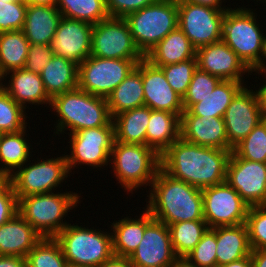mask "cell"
I'll return each instance as SVG.
<instances>
[{
	"instance_id": "1",
	"label": "cell",
	"mask_w": 266,
	"mask_h": 267,
	"mask_svg": "<svg viewBox=\"0 0 266 267\" xmlns=\"http://www.w3.org/2000/svg\"><path fill=\"white\" fill-rule=\"evenodd\" d=\"M232 151L192 144L180 137L161 155V168L173 178L203 189L226 181Z\"/></svg>"
},
{
	"instance_id": "2",
	"label": "cell",
	"mask_w": 266,
	"mask_h": 267,
	"mask_svg": "<svg viewBox=\"0 0 266 267\" xmlns=\"http://www.w3.org/2000/svg\"><path fill=\"white\" fill-rule=\"evenodd\" d=\"M146 209L167 226L177 222L204 220L202 189L173 178L162 168L151 183Z\"/></svg>"
},
{
	"instance_id": "3",
	"label": "cell",
	"mask_w": 266,
	"mask_h": 267,
	"mask_svg": "<svg viewBox=\"0 0 266 267\" xmlns=\"http://www.w3.org/2000/svg\"><path fill=\"white\" fill-rule=\"evenodd\" d=\"M50 107L60 118L54 132L58 135L67 129L72 134L83 129L114 125L107 98L79 88L54 96Z\"/></svg>"
},
{
	"instance_id": "4",
	"label": "cell",
	"mask_w": 266,
	"mask_h": 267,
	"mask_svg": "<svg viewBox=\"0 0 266 267\" xmlns=\"http://www.w3.org/2000/svg\"><path fill=\"white\" fill-rule=\"evenodd\" d=\"M77 193H44L29 195L18 200V213L31 224L42 237H55L69 223L63 218L77 206Z\"/></svg>"
},
{
	"instance_id": "5",
	"label": "cell",
	"mask_w": 266,
	"mask_h": 267,
	"mask_svg": "<svg viewBox=\"0 0 266 267\" xmlns=\"http://www.w3.org/2000/svg\"><path fill=\"white\" fill-rule=\"evenodd\" d=\"M110 163L118 183L133 194L142 185H151L161 168V156L148 145L114 141Z\"/></svg>"
},
{
	"instance_id": "6",
	"label": "cell",
	"mask_w": 266,
	"mask_h": 267,
	"mask_svg": "<svg viewBox=\"0 0 266 267\" xmlns=\"http://www.w3.org/2000/svg\"><path fill=\"white\" fill-rule=\"evenodd\" d=\"M54 238L68 264L100 267L114 255L112 233L99 229L68 224Z\"/></svg>"
},
{
	"instance_id": "7",
	"label": "cell",
	"mask_w": 266,
	"mask_h": 267,
	"mask_svg": "<svg viewBox=\"0 0 266 267\" xmlns=\"http://www.w3.org/2000/svg\"><path fill=\"white\" fill-rule=\"evenodd\" d=\"M133 41L145 57L168 33L178 27L177 0H158L125 18Z\"/></svg>"
},
{
	"instance_id": "8",
	"label": "cell",
	"mask_w": 266,
	"mask_h": 267,
	"mask_svg": "<svg viewBox=\"0 0 266 267\" xmlns=\"http://www.w3.org/2000/svg\"><path fill=\"white\" fill-rule=\"evenodd\" d=\"M250 8H228L224 14L222 41L227 44L251 70L263 50L264 33Z\"/></svg>"
},
{
	"instance_id": "9",
	"label": "cell",
	"mask_w": 266,
	"mask_h": 267,
	"mask_svg": "<svg viewBox=\"0 0 266 267\" xmlns=\"http://www.w3.org/2000/svg\"><path fill=\"white\" fill-rule=\"evenodd\" d=\"M140 61L87 57L78 65V88L107 98Z\"/></svg>"
},
{
	"instance_id": "10",
	"label": "cell",
	"mask_w": 266,
	"mask_h": 267,
	"mask_svg": "<svg viewBox=\"0 0 266 267\" xmlns=\"http://www.w3.org/2000/svg\"><path fill=\"white\" fill-rule=\"evenodd\" d=\"M38 161L29 163V166L24 164L9 177L18 200L29 195L51 193L70 174L65 154Z\"/></svg>"
},
{
	"instance_id": "11",
	"label": "cell",
	"mask_w": 266,
	"mask_h": 267,
	"mask_svg": "<svg viewBox=\"0 0 266 267\" xmlns=\"http://www.w3.org/2000/svg\"><path fill=\"white\" fill-rule=\"evenodd\" d=\"M91 56L141 61L144 56L136 47L125 18L109 17L93 25Z\"/></svg>"
},
{
	"instance_id": "12",
	"label": "cell",
	"mask_w": 266,
	"mask_h": 267,
	"mask_svg": "<svg viewBox=\"0 0 266 267\" xmlns=\"http://www.w3.org/2000/svg\"><path fill=\"white\" fill-rule=\"evenodd\" d=\"M178 27L197 50L222 40L224 14L227 9L177 1Z\"/></svg>"
},
{
	"instance_id": "13",
	"label": "cell",
	"mask_w": 266,
	"mask_h": 267,
	"mask_svg": "<svg viewBox=\"0 0 266 267\" xmlns=\"http://www.w3.org/2000/svg\"><path fill=\"white\" fill-rule=\"evenodd\" d=\"M69 136L71 153L66 155V160L70 173L77 164L93 168L108 165L115 141L114 125L83 129Z\"/></svg>"
},
{
	"instance_id": "14",
	"label": "cell",
	"mask_w": 266,
	"mask_h": 267,
	"mask_svg": "<svg viewBox=\"0 0 266 267\" xmlns=\"http://www.w3.org/2000/svg\"><path fill=\"white\" fill-rule=\"evenodd\" d=\"M203 215L209 228L246 222L249 205L226 181L202 189Z\"/></svg>"
},
{
	"instance_id": "15",
	"label": "cell",
	"mask_w": 266,
	"mask_h": 267,
	"mask_svg": "<svg viewBox=\"0 0 266 267\" xmlns=\"http://www.w3.org/2000/svg\"><path fill=\"white\" fill-rule=\"evenodd\" d=\"M226 182L250 207L266 205V163L239 158L232 151Z\"/></svg>"
},
{
	"instance_id": "16",
	"label": "cell",
	"mask_w": 266,
	"mask_h": 267,
	"mask_svg": "<svg viewBox=\"0 0 266 267\" xmlns=\"http://www.w3.org/2000/svg\"><path fill=\"white\" fill-rule=\"evenodd\" d=\"M177 258L168 226L153 219L129 260L134 267H170Z\"/></svg>"
},
{
	"instance_id": "17",
	"label": "cell",
	"mask_w": 266,
	"mask_h": 267,
	"mask_svg": "<svg viewBox=\"0 0 266 267\" xmlns=\"http://www.w3.org/2000/svg\"><path fill=\"white\" fill-rule=\"evenodd\" d=\"M246 85L236 94L224 114L228 144L234 148L262 121L257 94Z\"/></svg>"
},
{
	"instance_id": "18",
	"label": "cell",
	"mask_w": 266,
	"mask_h": 267,
	"mask_svg": "<svg viewBox=\"0 0 266 267\" xmlns=\"http://www.w3.org/2000/svg\"><path fill=\"white\" fill-rule=\"evenodd\" d=\"M93 25L62 17L50 47L55 56L82 63L91 55Z\"/></svg>"
},
{
	"instance_id": "19",
	"label": "cell",
	"mask_w": 266,
	"mask_h": 267,
	"mask_svg": "<svg viewBox=\"0 0 266 267\" xmlns=\"http://www.w3.org/2000/svg\"><path fill=\"white\" fill-rule=\"evenodd\" d=\"M195 57L198 69L221 80L243 82L245 73H251L237 54L222 40L198 48Z\"/></svg>"
},
{
	"instance_id": "20",
	"label": "cell",
	"mask_w": 266,
	"mask_h": 267,
	"mask_svg": "<svg viewBox=\"0 0 266 267\" xmlns=\"http://www.w3.org/2000/svg\"><path fill=\"white\" fill-rule=\"evenodd\" d=\"M144 105L152 110L177 114L184 111L182 98L172 89L163 70L143 58L141 60Z\"/></svg>"
},
{
	"instance_id": "21",
	"label": "cell",
	"mask_w": 266,
	"mask_h": 267,
	"mask_svg": "<svg viewBox=\"0 0 266 267\" xmlns=\"http://www.w3.org/2000/svg\"><path fill=\"white\" fill-rule=\"evenodd\" d=\"M180 137L204 147L233 150L228 144L223 118L182 114Z\"/></svg>"
},
{
	"instance_id": "22",
	"label": "cell",
	"mask_w": 266,
	"mask_h": 267,
	"mask_svg": "<svg viewBox=\"0 0 266 267\" xmlns=\"http://www.w3.org/2000/svg\"><path fill=\"white\" fill-rule=\"evenodd\" d=\"M42 236L19 213L0 226V255L26 258Z\"/></svg>"
},
{
	"instance_id": "23",
	"label": "cell",
	"mask_w": 266,
	"mask_h": 267,
	"mask_svg": "<svg viewBox=\"0 0 266 267\" xmlns=\"http://www.w3.org/2000/svg\"><path fill=\"white\" fill-rule=\"evenodd\" d=\"M7 75H10L9 84H2L1 87L24 109L27 107L26 103L30 105L46 104V106L49 104L48 107L51 105V98L46 93L39 74L24 68L14 69L5 73L2 81L6 79Z\"/></svg>"
},
{
	"instance_id": "24",
	"label": "cell",
	"mask_w": 266,
	"mask_h": 267,
	"mask_svg": "<svg viewBox=\"0 0 266 267\" xmlns=\"http://www.w3.org/2000/svg\"><path fill=\"white\" fill-rule=\"evenodd\" d=\"M61 18L57 7L28 4L22 31L30 44L50 45Z\"/></svg>"
},
{
	"instance_id": "25",
	"label": "cell",
	"mask_w": 266,
	"mask_h": 267,
	"mask_svg": "<svg viewBox=\"0 0 266 267\" xmlns=\"http://www.w3.org/2000/svg\"><path fill=\"white\" fill-rule=\"evenodd\" d=\"M196 49L188 37L177 27L168 33L144 57L151 64L160 67L196 59Z\"/></svg>"
},
{
	"instance_id": "26",
	"label": "cell",
	"mask_w": 266,
	"mask_h": 267,
	"mask_svg": "<svg viewBox=\"0 0 266 267\" xmlns=\"http://www.w3.org/2000/svg\"><path fill=\"white\" fill-rule=\"evenodd\" d=\"M141 217L128 218L113 222L112 243L113 254L119 257H130L143 239L146 226L154 219L146 209Z\"/></svg>"
},
{
	"instance_id": "27",
	"label": "cell",
	"mask_w": 266,
	"mask_h": 267,
	"mask_svg": "<svg viewBox=\"0 0 266 267\" xmlns=\"http://www.w3.org/2000/svg\"><path fill=\"white\" fill-rule=\"evenodd\" d=\"M217 267L251 254L248 230L245 223L216 227Z\"/></svg>"
},
{
	"instance_id": "28",
	"label": "cell",
	"mask_w": 266,
	"mask_h": 267,
	"mask_svg": "<svg viewBox=\"0 0 266 267\" xmlns=\"http://www.w3.org/2000/svg\"><path fill=\"white\" fill-rule=\"evenodd\" d=\"M181 118L172 112L151 109L147 125L146 145L160 156L180 138Z\"/></svg>"
},
{
	"instance_id": "29",
	"label": "cell",
	"mask_w": 266,
	"mask_h": 267,
	"mask_svg": "<svg viewBox=\"0 0 266 267\" xmlns=\"http://www.w3.org/2000/svg\"><path fill=\"white\" fill-rule=\"evenodd\" d=\"M44 89L52 99L54 96L78 88V64L53 55L41 74Z\"/></svg>"
},
{
	"instance_id": "30",
	"label": "cell",
	"mask_w": 266,
	"mask_h": 267,
	"mask_svg": "<svg viewBox=\"0 0 266 267\" xmlns=\"http://www.w3.org/2000/svg\"><path fill=\"white\" fill-rule=\"evenodd\" d=\"M107 102L112 118L144 105L141 61L107 97Z\"/></svg>"
},
{
	"instance_id": "31",
	"label": "cell",
	"mask_w": 266,
	"mask_h": 267,
	"mask_svg": "<svg viewBox=\"0 0 266 267\" xmlns=\"http://www.w3.org/2000/svg\"><path fill=\"white\" fill-rule=\"evenodd\" d=\"M151 109L145 105L113 117L115 141L146 145V131Z\"/></svg>"
},
{
	"instance_id": "32",
	"label": "cell",
	"mask_w": 266,
	"mask_h": 267,
	"mask_svg": "<svg viewBox=\"0 0 266 267\" xmlns=\"http://www.w3.org/2000/svg\"><path fill=\"white\" fill-rule=\"evenodd\" d=\"M26 128L19 132L0 133V178H9L28 160L30 146L26 140Z\"/></svg>"
},
{
	"instance_id": "33",
	"label": "cell",
	"mask_w": 266,
	"mask_h": 267,
	"mask_svg": "<svg viewBox=\"0 0 266 267\" xmlns=\"http://www.w3.org/2000/svg\"><path fill=\"white\" fill-rule=\"evenodd\" d=\"M243 87L242 82L221 80L211 94L184 110L182 114L223 118L227 107Z\"/></svg>"
},
{
	"instance_id": "34",
	"label": "cell",
	"mask_w": 266,
	"mask_h": 267,
	"mask_svg": "<svg viewBox=\"0 0 266 267\" xmlns=\"http://www.w3.org/2000/svg\"><path fill=\"white\" fill-rule=\"evenodd\" d=\"M30 43L22 30L0 33V75L24 68Z\"/></svg>"
},
{
	"instance_id": "35",
	"label": "cell",
	"mask_w": 266,
	"mask_h": 267,
	"mask_svg": "<svg viewBox=\"0 0 266 267\" xmlns=\"http://www.w3.org/2000/svg\"><path fill=\"white\" fill-rule=\"evenodd\" d=\"M172 247L177 257L191 252L209 228L205 220L183 221L168 225Z\"/></svg>"
},
{
	"instance_id": "36",
	"label": "cell",
	"mask_w": 266,
	"mask_h": 267,
	"mask_svg": "<svg viewBox=\"0 0 266 267\" xmlns=\"http://www.w3.org/2000/svg\"><path fill=\"white\" fill-rule=\"evenodd\" d=\"M62 17L87 22L91 25L109 18L106 0H58Z\"/></svg>"
},
{
	"instance_id": "37",
	"label": "cell",
	"mask_w": 266,
	"mask_h": 267,
	"mask_svg": "<svg viewBox=\"0 0 266 267\" xmlns=\"http://www.w3.org/2000/svg\"><path fill=\"white\" fill-rule=\"evenodd\" d=\"M27 267H67L60 243L54 237L42 239L26 256Z\"/></svg>"
},
{
	"instance_id": "38",
	"label": "cell",
	"mask_w": 266,
	"mask_h": 267,
	"mask_svg": "<svg viewBox=\"0 0 266 267\" xmlns=\"http://www.w3.org/2000/svg\"><path fill=\"white\" fill-rule=\"evenodd\" d=\"M233 152L239 158L266 163V121H260V123L233 148Z\"/></svg>"
},
{
	"instance_id": "39",
	"label": "cell",
	"mask_w": 266,
	"mask_h": 267,
	"mask_svg": "<svg viewBox=\"0 0 266 267\" xmlns=\"http://www.w3.org/2000/svg\"><path fill=\"white\" fill-rule=\"evenodd\" d=\"M24 111L25 109L0 87V133L19 132L25 129L27 116Z\"/></svg>"
},
{
	"instance_id": "40",
	"label": "cell",
	"mask_w": 266,
	"mask_h": 267,
	"mask_svg": "<svg viewBox=\"0 0 266 267\" xmlns=\"http://www.w3.org/2000/svg\"><path fill=\"white\" fill-rule=\"evenodd\" d=\"M172 89L183 99L186 95L191 79L196 71L197 60L189 59L176 64L160 66Z\"/></svg>"
},
{
	"instance_id": "41",
	"label": "cell",
	"mask_w": 266,
	"mask_h": 267,
	"mask_svg": "<svg viewBox=\"0 0 266 267\" xmlns=\"http://www.w3.org/2000/svg\"><path fill=\"white\" fill-rule=\"evenodd\" d=\"M221 81L217 76L196 69L189 84L186 95L182 99L184 110H188L193 104L198 103L214 90Z\"/></svg>"
},
{
	"instance_id": "42",
	"label": "cell",
	"mask_w": 266,
	"mask_h": 267,
	"mask_svg": "<svg viewBox=\"0 0 266 267\" xmlns=\"http://www.w3.org/2000/svg\"><path fill=\"white\" fill-rule=\"evenodd\" d=\"M216 227L208 228L202 239L185 258L197 267H217Z\"/></svg>"
},
{
	"instance_id": "43",
	"label": "cell",
	"mask_w": 266,
	"mask_h": 267,
	"mask_svg": "<svg viewBox=\"0 0 266 267\" xmlns=\"http://www.w3.org/2000/svg\"><path fill=\"white\" fill-rule=\"evenodd\" d=\"M27 6L24 0H0V33L22 30Z\"/></svg>"
},
{
	"instance_id": "44",
	"label": "cell",
	"mask_w": 266,
	"mask_h": 267,
	"mask_svg": "<svg viewBox=\"0 0 266 267\" xmlns=\"http://www.w3.org/2000/svg\"><path fill=\"white\" fill-rule=\"evenodd\" d=\"M245 224L251 249H266V205L249 207Z\"/></svg>"
},
{
	"instance_id": "45",
	"label": "cell",
	"mask_w": 266,
	"mask_h": 267,
	"mask_svg": "<svg viewBox=\"0 0 266 267\" xmlns=\"http://www.w3.org/2000/svg\"><path fill=\"white\" fill-rule=\"evenodd\" d=\"M18 213V199L9 178H0V226Z\"/></svg>"
},
{
	"instance_id": "46",
	"label": "cell",
	"mask_w": 266,
	"mask_h": 267,
	"mask_svg": "<svg viewBox=\"0 0 266 267\" xmlns=\"http://www.w3.org/2000/svg\"><path fill=\"white\" fill-rule=\"evenodd\" d=\"M53 55L50 45L30 44L24 69L40 75Z\"/></svg>"
},
{
	"instance_id": "47",
	"label": "cell",
	"mask_w": 266,
	"mask_h": 267,
	"mask_svg": "<svg viewBox=\"0 0 266 267\" xmlns=\"http://www.w3.org/2000/svg\"><path fill=\"white\" fill-rule=\"evenodd\" d=\"M158 0H106V7L110 17L126 18Z\"/></svg>"
},
{
	"instance_id": "48",
	"label": "cell",
	"mask_w": 266,
	"mask_h": 267,
	"mask_svg": "<svg viewBox=\"0 0 266 267\" xmlns=\"http://www.w3.org/2000/svg\"><path fill=\"white\" fill-rule=\"evenodd\" d=\"M0 267H27L26 258L0 255Z\"/></svg>"
},
{
	"instance_id": "49",
	"label": "cell",
	"mask_w": 266,
	"mask_h": 267,
	"mask_svg": "<svg viewBox=\"0 0 266 267\" xmlns=\"http://www.w3.org/2000/svg\"><path fill=\"white\" fill-rule=\"evenodd\" d=\"M100 267H134L128 257H119L113 255L105 261Z\"/></svg>"
},
{
	"instance_id": "50",
	"label": "cell",
	"mask_w": 266,
	"mask_h": 267,
	"mask_svg": "<svg viewBox=\"0 0 266 267\" xmlns=\"http://www.w3.org/2000/svg\"><path fill=\"white\" fill-rule=\"evenodd\" d=\"M255 92L257 94L261 118L266 121V81L265 84L261 85Z\"/></svg>"
},
{
	"instance_id": "51",
	"label": "cell",
	"mask_w": 266,
	"mask_h": 267,
	"mask_svg": "<svg viewBox=\"0 0 266 267\" xmlns=\"http://www.w3.org/2000/svg\"><path fill=\"white\" fill-rule=\"evenodd\" d=\"M250 256L252 267H266V249L252 250Z\"/></svg>"
},
{
	"instance_id": "52",
	"label": "cell",
	"mask_w": 266,
	"mask_h": 267,
	"mask_svg": "<svg viewBox=\"0 0 266 267\" xmlns=\"http://www.w3.org/2000/svg\"><path fill=\"white\" fill-rule=\"evenodd\" d=\"M263 58V59H262ZM265 58V59H264ZM266 36L263 39V50L259 62L251 69L252 72L260 73L261 75L265 73L266 75Z\"/></svg>"
},
{
	"instance_id": "53",
	"label": "cell",
	"mask_w": 266,
	"mask_h": 267,
	"mask_svg": "<svg viewBox=\"0 0 266 267\" xmlns=\"http://www.w3.org/2000/svg\"><path fill=\"white\" fill-rule=\"evenodd\" d=\"M177 1H185V2H190L193 4H199L203 6H209L215 9H228L225 6L222 8V0H177Z\"/></svg>"
},
{
	"instance_id": "54",
	"label": "cell",
	"mask_w": 266,
	"mask_h": 267,
	"mask_svg": "<svg viewBox=\"0 0 266 267\" xmlns=\"http://www.w3.org/2000/svg\"><path fill=\"white\" fill-rule=\"evenodd\" d=\"M218 267H252L251 256L249 255L247 257L220 265Z\"/></svg>"
},
{
	"instance_id": "55",
	"label": "cell",
	"mask_w": 266,
	"mask_h": 267,
	"mask_svg": "<svg viewBox=\"0 0 266 267\" xmlns=\"http://www.w3.org/2000/svg\"><path fill=\"white\" fill-rule=\"evenodd\" d=\"M29 5H45L56 7L58 0H24Z\"/></svg>"
},
{
	"instance_id": "56",
	"label": "cell",
	"mask_w": 266,
	"mask_h": 267,
	"mask_svg": "<svg viewBox=\"0 0 266 267\" xmlns=\"http://www.w3.org/2000/svg\"><path fill=\"white\" fill-rule=\"evenodd\" d=\"M170 267H197L190 263L185 257H178Z\"/></svg>"
},
{
	"instance_id": "57",
	"label": "cell",
	"mask_w": 266,
	"mask_h": 267,
	"mask_svg": "<svg viewBox=\"0 0 266 267\" xmlns=\"http://www.w3.org/2000/svg\"><path fill=\"white\" fill-rule=\"evenodd\" d=\"M67 267H86V266L68 264V266H67Z\"/></svg>"
},
{
	"instance_id": "58",
	"label": "cell",
	"mask_w": 266,
	"mask_h": 267,
	"mask_svg": "<svg viewBox=\"0 0 266 267\" xmlns=\"http://www.w3.org/2000/svg\"><path fill=\"white\" fill-rule=\"evenodd\" d=\"M2 76L0 75V87H1V85H2Z\"/></svg>"
}]
</instances>
